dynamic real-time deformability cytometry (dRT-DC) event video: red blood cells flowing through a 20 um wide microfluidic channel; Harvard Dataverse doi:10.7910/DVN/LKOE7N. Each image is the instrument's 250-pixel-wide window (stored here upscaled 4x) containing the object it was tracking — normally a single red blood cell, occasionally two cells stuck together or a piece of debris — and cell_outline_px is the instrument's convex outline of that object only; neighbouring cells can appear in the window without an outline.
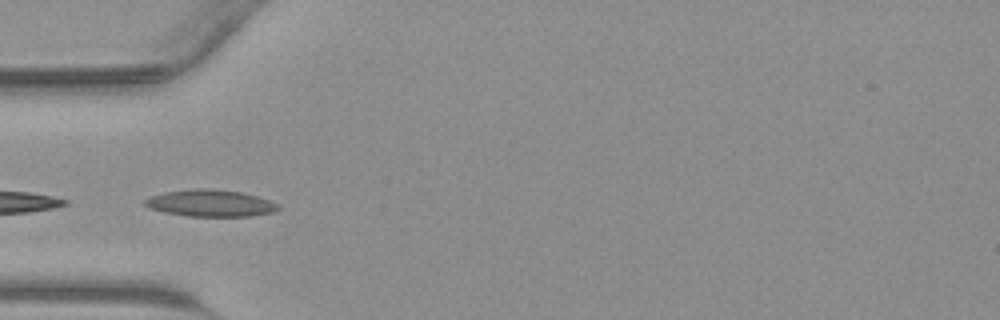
{"species": "common noctule bat (a hibernating species)", "species_latin": "Nyctalus noctula", "temperature_condition": "warm", "stored_images_in_passage": 12, "camera_frame_rate_fps": 3000, "um_per_image_px": 0.085, "animal": {"sex": "male", "body_mass_g": 23.1, "forearm_length_mm": 52.7}, "frame": {"image": 1, "passage_image": 10, "time_ms": 3.0, "image_size_px": [1000, 320], "cell_outline_px": [[280, 208], [272, 212], [252, 216], [188, 216], [164, 212], [148, 208], [144, 204], [144, 200], [152, 196], [164, 192], [192, 188], [208, 188], [240, 192], [256, 196], [280, 204]], "centroid_in_image_um": [17.87, 17.27], "position_along_channel_um": 67.1, "area_um2": 20.81}}